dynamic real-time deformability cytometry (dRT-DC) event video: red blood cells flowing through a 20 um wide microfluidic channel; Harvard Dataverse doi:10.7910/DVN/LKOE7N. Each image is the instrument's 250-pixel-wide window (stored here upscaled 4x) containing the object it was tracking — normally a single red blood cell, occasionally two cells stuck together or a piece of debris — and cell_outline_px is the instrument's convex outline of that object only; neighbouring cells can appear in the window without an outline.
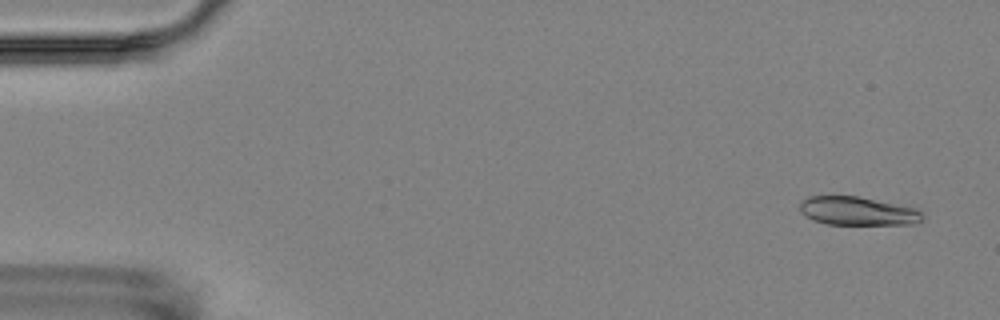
{"species": "Egyptian fruit bat (a non-hibernating species)", "species_latin": "Rousettus aegyptiacus", "temperature_condition": "room temperature", "stored_images_in_passage": 5, "camera_frame_rate_fps": 3000, "um_per_image_px": 0.085, "animal": {"sex": "female"}, "frame": {"image": 1, "passage_image": 1, "time_ms": 0.0, "image_size_px": [1000, 320], "cell_outline_px": [[924, 220], [912, 224], [828, 224], [812, 220], [800, 212], [800, 200], [808, 196], [856, 196], [920, 208], [924, 216]], "centroid_in_image_um": [72.93, 17.93], "position_along_channel_um": 12.1, "area_um2": 20.63}}